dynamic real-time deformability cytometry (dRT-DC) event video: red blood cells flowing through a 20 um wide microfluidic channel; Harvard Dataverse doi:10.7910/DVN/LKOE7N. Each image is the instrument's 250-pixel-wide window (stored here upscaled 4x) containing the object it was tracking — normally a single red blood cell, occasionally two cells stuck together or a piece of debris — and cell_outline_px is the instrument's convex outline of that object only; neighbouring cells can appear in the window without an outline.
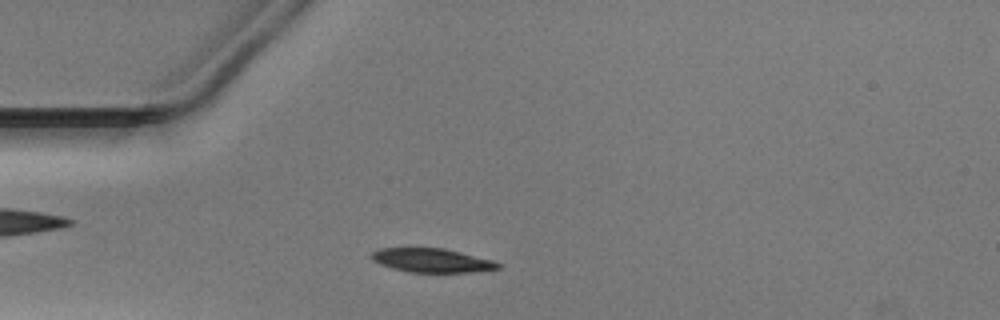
{"species": "Egyptian fruit bat (a non-hibernating species)", "species_latin": "Rousettus aegyptiacus", "temperature_condition": "warm", "stored_images_in_passage": 41, "camera_frame_rate_fps": 3000, "um_per_image_px": 0.085, "animal": {"sex": "male"}, "frame": {"image": 1, "passage_image": 8, "time_ms": 2.333, "image_size_px": [1000, 320], "cell_outline_px": [[504, 268], [468, 272], [412, 272], [392, 268], [380, 264], [372, 260], [372, 252], [376, 248], [444, 248], [492, 260], [504, 264]], "centroid_in_image_um": [36.74, 22.13], "position_along_channel_um": 48.3, "area_um2": 17.63}}
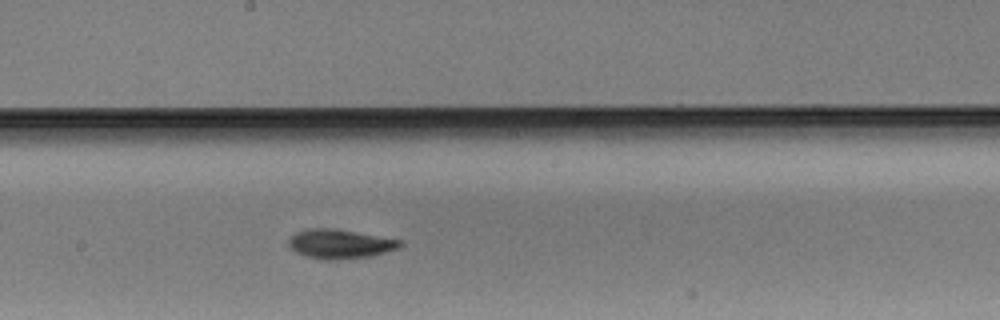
{"frame": {"image": 2, "passage_image": 22, "time_ms": 7.0, "image_size_px": [1000, 320], "cell_outline_px": [[404, 244], [400, 248], [372, 256], [340, 260], [324, 260], [304, 256], [296, 252], [288, 244], [288, 240], [296, 232], [308, 228], [328, 228], [400, 240]], "centroid_in_image_um": [28.88, 20.76], "position_along_channel_um": 219.3, "area_um2": 18.84}}
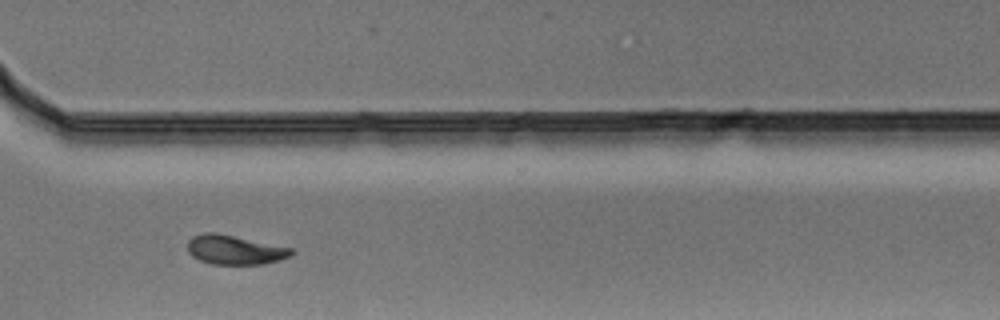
{"frame": {"image": 3, "passage_image": 32, "time_ms": 10.333, "image_size_px": [1000, 320], "cell_outline_px": [[296, 252], [292, 256], [280, 260], [264, 264], [212, 264], [200, 260], [192, 256], [188, 252], [188, 240], [192, 236], [204, 232], [212, 232], [292, 248]], "centroid_in_image_um": [19.96, 21.25], "position_along_channel_um": 350.6, "area_um2": 17.63}}